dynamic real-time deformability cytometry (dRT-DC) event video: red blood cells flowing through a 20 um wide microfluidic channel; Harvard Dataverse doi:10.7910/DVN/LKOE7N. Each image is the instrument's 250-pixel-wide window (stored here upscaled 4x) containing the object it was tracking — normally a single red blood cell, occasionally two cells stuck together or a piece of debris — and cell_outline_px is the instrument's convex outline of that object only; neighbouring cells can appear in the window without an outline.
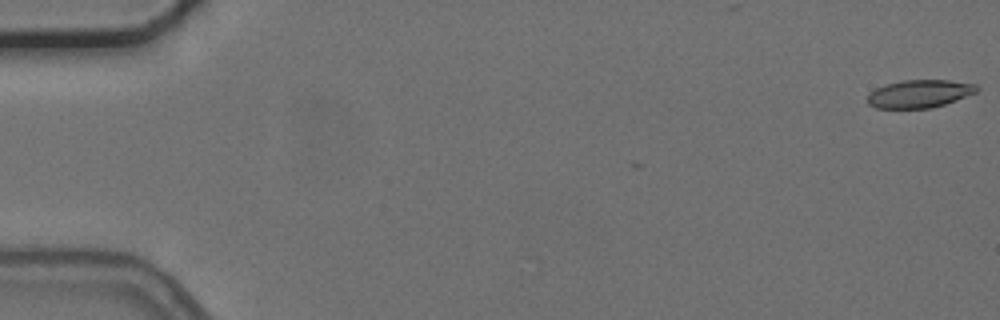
{"species": "common noctule bat (a hibernating species)", "species_latin": "Nyctalus noctula", "temperature_condition": "cold", "stored_images_in_passage": 9, "camera_frame_rate_fps": 3000, "um_per_image_px": 0.085, "animal": {"sex": "female", "body_mass_g": 24.6, "forearm_length_mm": 56.2}, "frame": {"image": 1, "passage_image": 1, "time_ms": 0.0, "image_size_px": [1000, 320], "cell_outline_px": [[980, 88], [976, 92], [956, 100], [932, 108], [876, 108], [868, 104], [868, 92], [884, 84], [904, 80], [948, 80], [976, 84]], "centroid_in_image_um": [78.14, 7.96], "position_along_channel_um": 6.9, "area_um2": 17.8}}